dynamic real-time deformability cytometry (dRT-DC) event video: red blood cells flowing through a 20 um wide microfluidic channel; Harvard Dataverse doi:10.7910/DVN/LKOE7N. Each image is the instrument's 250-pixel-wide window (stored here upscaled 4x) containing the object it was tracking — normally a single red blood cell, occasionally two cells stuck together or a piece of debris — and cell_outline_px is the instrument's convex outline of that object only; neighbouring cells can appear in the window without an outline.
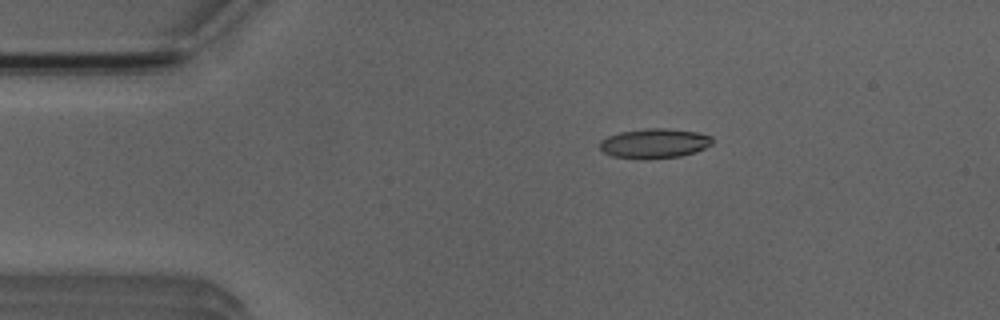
{"species": "Egyptian fruit bat (a non-hibernating species)", "species_latin": "Rousettus aegyptiacus", "temperature_condition": "room temperature", "stored_images_in_passage": 4, "camera_frame_rate_fps": 3000, "um_per_image_px": 0.085, "animal": {"sex": "male"}, "frame": {"image": 1, "passage_image": 2, "time_ms": 1.333, "image_size_px": [1000, 320], "cell_outline_px": [[712, 144], [696, 152], [680, 156], [648, 160], [644, 160], [612, 156], [604, 152], [600, 148], [600, 140], [608, 136], [620, 132], [644, 128], [668, 128], [696, 132], [712, 136]], "centroid_in_image_um": [55.62, 12.19], "position_along_channel_um": 29.4, "area_um2": 19.71}}